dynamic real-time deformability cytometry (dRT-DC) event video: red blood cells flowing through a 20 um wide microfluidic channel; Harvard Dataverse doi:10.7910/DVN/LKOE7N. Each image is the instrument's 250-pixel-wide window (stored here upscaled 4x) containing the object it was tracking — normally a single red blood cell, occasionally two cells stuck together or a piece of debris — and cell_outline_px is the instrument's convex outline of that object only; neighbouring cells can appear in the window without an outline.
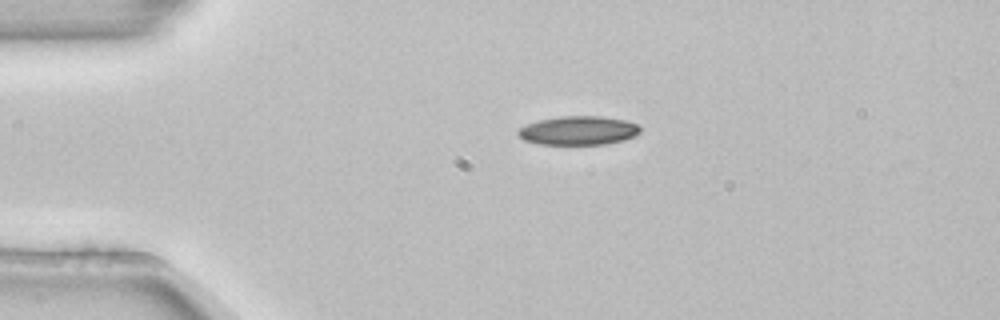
{"species": "common noctule bat (a hibernating species)", "species_latin": "Nyctalus noctula", "temperature_condition": "room temperature", "stored_images_in_passage": 2, "camera_frame_rate_fps": 3000, "um_per_image_px": 0.085, "animal": {"sex": "female", "body_mass_g": 22.7, "forearm_length_mm": 54.2}, "frame": {"image": 1, "passage_image": 1, "time_ms": 0.0, "image_size_px": [1000, 320], "cell_outline_px": [[640, 132], [624, 140], [604, 144], [536, 144], [524, 140], [516, 132], [520, 128], [528, 124], [540, 120], [560, 116], [600, 116], [624, 120], [636, 124], [640, 128]], "centroid_in_image_um": [49.14, 11.09], "position_along_channel_um": 35.9, "area_um2": 20.29}}